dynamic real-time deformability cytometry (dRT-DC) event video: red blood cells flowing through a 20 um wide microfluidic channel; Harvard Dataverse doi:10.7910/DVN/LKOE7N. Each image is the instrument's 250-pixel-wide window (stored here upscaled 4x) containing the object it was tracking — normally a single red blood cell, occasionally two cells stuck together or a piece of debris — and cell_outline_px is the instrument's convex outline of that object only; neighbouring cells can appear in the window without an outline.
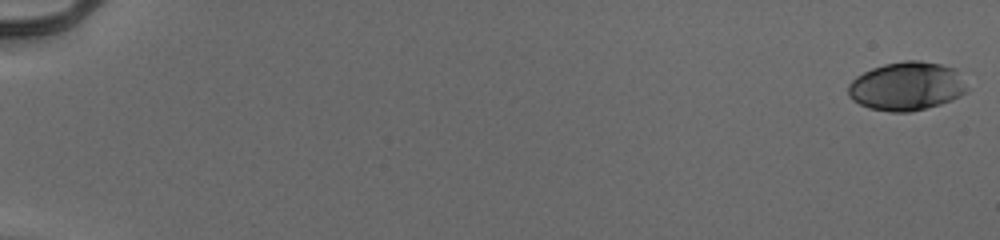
{"species": "human", "species_latin": "Homo sapiens", "temperature_condition": "cold", "stored_images_in_passage": 55, "camera_frame_rate_fps": 3000, "um_per_image_px": 0.085, "donor": {"sex": "male"}, "frame": {"image": 1, "passage_image": 1, "time_ms": 0.0, "image_size_px": [1000, 240], "cell_outline_px": [[968, 92], [952, 100], [940, 104], [908, 112], [888, 112], [868, 108], [852, 100], [848, 96], [848, 84], [856, 76], [872, 68], [884, 64], [904, 60], [920, 60], [940, 64], [956, 68], [968, 88]], "centroid_in_image_um": [77.07, 7.32], "position_along_channel_um": 7.9, "area_um2": 33.93}}
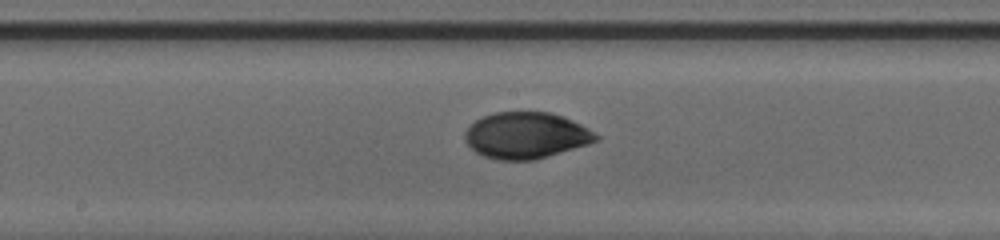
{"frame": {"image": 2, "passage_image": 32, "time_ms": 10.333, "image_size_px": [1000, 240], "cell_outline_px": [[600, 140], [588, 144], [536, 160], [496, 160], [484, 156], [476, 152], [464, 140], [464, 132], [476, 120], [484, 116], [496, 112], [552, 112], [564, 116], [588, 128], [600, 136]], "centroid_in_image_um": [44.73, 11.51], "position_along_channel_um": 203.5, "area_um2": 35.49}}
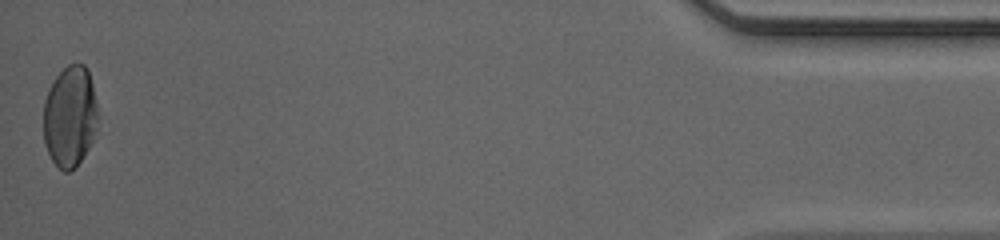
{"frame": {"image": 3, "passage_image": 55, "time_ms": 18.0, "image_size_px": [1000, 240], "cell_outline_px": [[96, 128], [92, 140], [88, 148], [76, 168], [68, 172], [64, 172], [52, 160], [48, 152], [44, 140], [44, 100], [48, 88], [56, 76], [68, 64], [84, 64], [88, 68], [92, 84], [96, 104]], "centroid_in_image_um": [5.93, 9.89], "position_along_channel_um": 429.3, "area_um2": 31.91}, "authors_computed_cell_mechanics": {"area_um2": 33.9286, "velocity_mm_per_s": 3.9512, "shape_relaxation_time_tau1_ms": 3.9051, "shape_relaxation_time_tau2_ms": 1.2024, "deformation_change_tau1": 0.1463, "deformation_change_tau2": 0.0335}}